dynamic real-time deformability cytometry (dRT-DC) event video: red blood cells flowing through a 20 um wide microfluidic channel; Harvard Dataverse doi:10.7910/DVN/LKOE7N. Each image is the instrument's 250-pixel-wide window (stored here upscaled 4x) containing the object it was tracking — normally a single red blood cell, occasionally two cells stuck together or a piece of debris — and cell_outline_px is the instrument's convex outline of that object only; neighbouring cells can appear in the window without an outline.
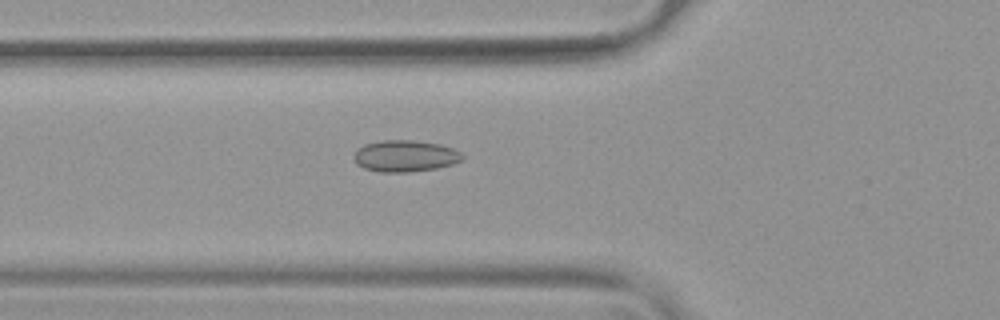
{"species": "common noctule bat (a hibernating species)", "species_latin": "Nyctalus noctula", "temperature_condition": "warm", "stored_images_in_passage": 31, "camera_frame_rate_fps": 3000, "um_per_image_px": 0.085, "animal": {"sex": "female", "body_mass_g": 19.9}, "frame": {"image": 1, "passage_image": 3, "time_ms": 0.667, "image_size_px": [1000, 320], "cell_outline_px": [[464, 160], [452, 164], [436, 168], [408, 172], [380, 172], [364, 168], [356, 164], [352, 156], [356, 148], [364, 144], [384, 140], [416, 140], [440, 144], [456, 148], [464, 156]], "centroid_in_image_um": [34.43, 13.25], "position_along_channel_um": 91.4, "area_um2": 20.29}}
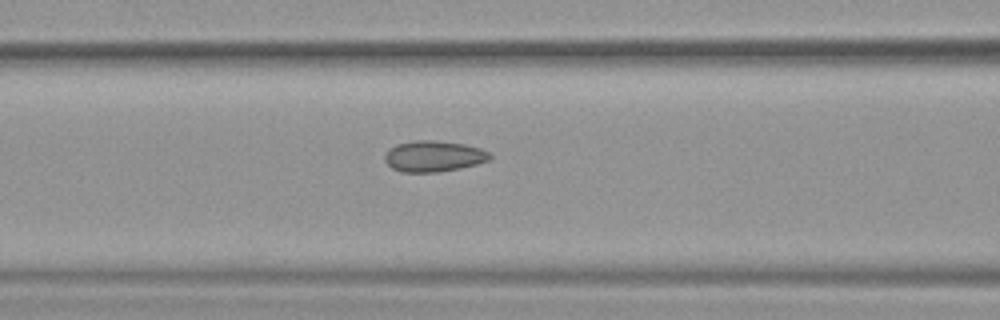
{"frame": {"image": 2, "passage_image": 6, "time_ms": 1.667, "image_size_px": [1000, 320], "cell_outline_px": [[492, 160], [460, 168], [436, 172], [400, 172], [392, 168], [384, 160], [384, 156], [388, 148], [396, 144], [416, 140], [436, 140], [464, 144], [480, 148], [488, 152], [492, 156]], "centroid_in_image_um": [36.85, 13.27], "position_along_channel_um": 129.8, "area_um2": 19.13}}
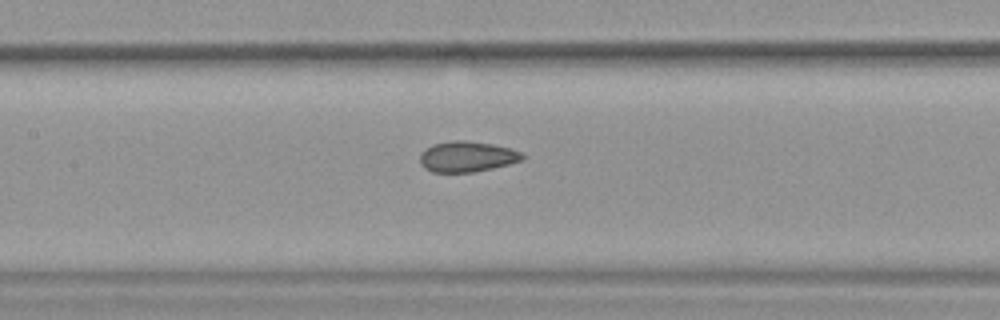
{"frame": {"image": 3, "passage_image": 9, "time_ms": 2.667, "image_size_px": [1000, 320], "cell_outline_px": [[524, 160], [492, 168], [472, 172], [432, 172], [424, 168], [420, 164], [420, 152], [424, 148], [432, 144], [456, 140], [464, 140], [492, 144], [512, 148], [524, 152]], "centroid_in_image_um": [39.7, 13.3], "position_along_channel_um": 167.7, "area_um2": 18.5}, "authors_computed_cell_mechanics": {"area_um2": 18.7272, "velocity_mm_per_s": 3.7937, "shape_relaxation_time_tau1_ms": null, "shape_relaxation_time_tau2_ms": 1.353, "deformation_change_tau1": null, "deformation_change_tau2": 0.0704}}